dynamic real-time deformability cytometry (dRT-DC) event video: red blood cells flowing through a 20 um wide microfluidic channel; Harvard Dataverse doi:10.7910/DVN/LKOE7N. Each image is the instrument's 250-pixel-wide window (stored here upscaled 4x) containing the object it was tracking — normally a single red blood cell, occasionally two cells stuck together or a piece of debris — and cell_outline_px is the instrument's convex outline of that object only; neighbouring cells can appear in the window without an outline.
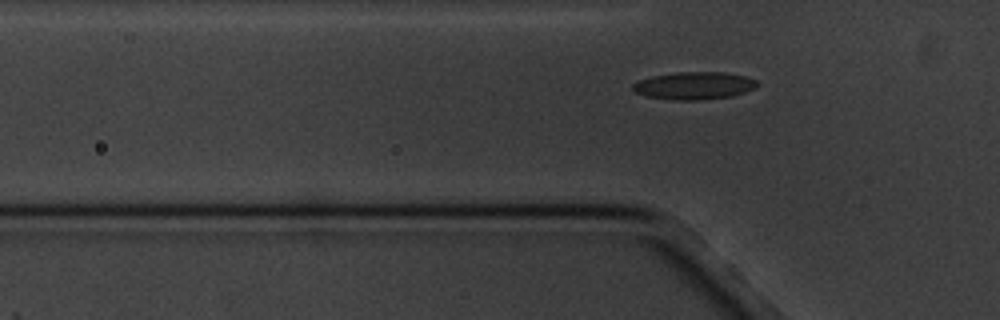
{"species": "common noctule bat (a hibernating species)", "species_latin": "Nyctalus noctula", "temperature_condition": "cold", "stored_images_in_passage": 7, "camera_frame_rate_fps": 3000, "um_per_image_px": 0.085, "animal": {"sex": "male", "body_mass_g": 20.1, "forearm_length_mm": 53.5}, "frame": {"image": 1, "passage_image": 7, "time_ms": 7.0, "image_size_px": [1000, 320], "cell_outline_px": [[760, 84], [756, 88], [732, 96], [696, 100], [680, 100], [648, 96], [636, 92], [632, 88], [632, 84], [640, 80], [652, 76], [676, 72], [724, 72], [744, 76], [756, 80]], "centroid_in_image_um": [59.04, 7.27], "position_along_channel_um": 66.8, "area_um2": 19.77}}